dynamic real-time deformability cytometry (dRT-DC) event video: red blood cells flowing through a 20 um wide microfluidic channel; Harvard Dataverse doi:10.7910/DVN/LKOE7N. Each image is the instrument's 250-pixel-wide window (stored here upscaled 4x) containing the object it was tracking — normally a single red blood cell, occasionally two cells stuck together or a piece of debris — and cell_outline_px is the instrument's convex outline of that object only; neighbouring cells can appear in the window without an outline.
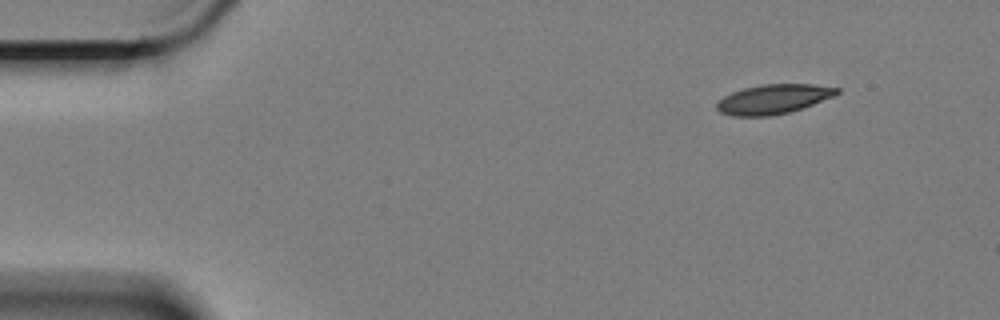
{"species": "Egyptian fruit bat (a non-hibernating species)", "species_latin": "Rousettus aegyptiacus", "temperature_condition": "cold", "stored_images_in_passage": 4, "camera_frame_rate_fps": 3000, "um_per_image_px": 0.085, "animal": {"sex": "female"}, "frame": {"image": 1, "passage_image": 1, "time_ms": 0.0, "image_size_px": [1000, 320], "cell_outline_px": [[840, 92], [832, 96], [812, 104], [788, 112], [772, 116], [732, 116], [720, 112], [716, 108], [716, 104], [724, 96], [732, 92], [744, 88], [760, 84], [812, 84], [840, 88]], "centroid_in_image_um": [65.7, 8.42], "position_along_channel_um": 19.3, "area_um2": 20.46}}
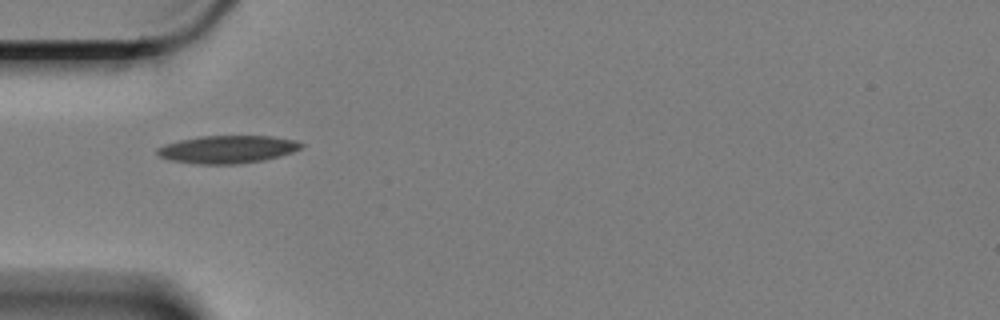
{"frame": {"image": 2, "passage_image": 3, "time_ms": 0.667, "image_size_px": [1000, 320], "cell_outline_px": [[304, 144], [300, 148], [292, 152], [264, 160], [236, 164], [196, 164], [172, 160], [160, 156], [156, 152], [156, 148], [164, 144], [180, 140], [200, 136], [272, 136], [296, 140]], "centroid_in_image_um": [19.33, 12.69], "position_along_channel_um": 65.7, "area_um2": 23.18}}
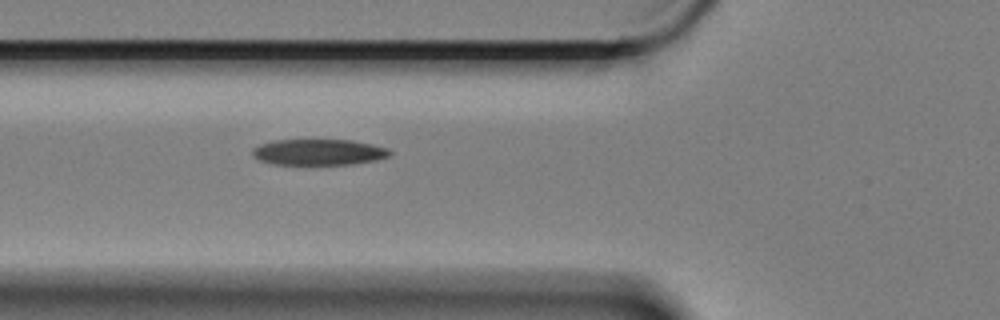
{"frame": {"image": 3, "passage_image": 4, "time_ms": 1.0, "image_size_px": [1000, 320], "cell_outline_px": [[392, 156], [376, 160], [352, 164], [272, 164], [260, 160], [252, 156], [252, 148], [260, 144], [272, 140], [352, 140], [372, 144], [388, 148], [392, 152]], "centroid_in_image_um": [27.1, 12.93], "position_along_channel_um": 98.7, "area_um2": 20.92}}